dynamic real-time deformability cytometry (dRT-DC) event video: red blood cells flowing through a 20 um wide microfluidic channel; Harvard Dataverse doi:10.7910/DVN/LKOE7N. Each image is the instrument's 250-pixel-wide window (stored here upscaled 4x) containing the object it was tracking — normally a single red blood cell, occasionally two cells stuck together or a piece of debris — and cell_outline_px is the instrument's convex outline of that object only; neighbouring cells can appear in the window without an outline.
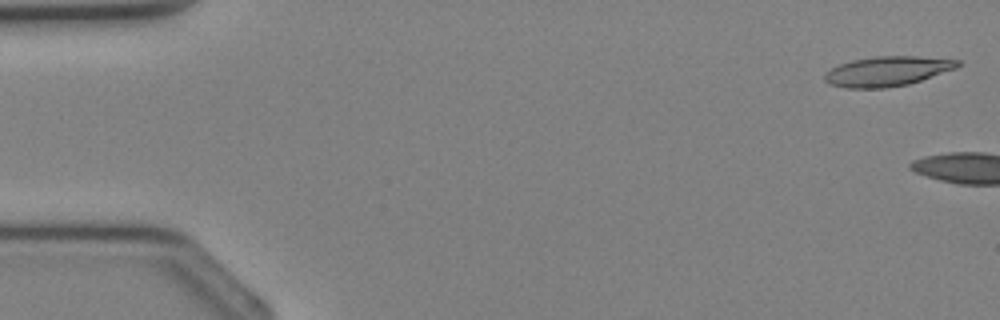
{"species": "Egyptian fruit bat (a non-hibernating species)", "species_latin": "Rousettus aegyptiacus", "temperature_condition": "cold", "stored_images_in_passage": 4, "camera_frame_rate_fps": 3000, "um_per_image_px": 0.085, "animal": {"sex": "female"}, "frame": {"image": 1, "passage_image": 1, "time_ms": 0.0, "image_size_px": [1000, 320], "cell_outline_px": [[960, 64], [956, 68], [908, 84], [884, 88], [848, 88], [828, 84], [824, 80], [824, 76], [832, 68], [840, 64], [852, 60], [876, 56], [916, 56], [960, 60]], "centroid_in_image_um": [75.4, 6.05], "position_along_channel_um": 9.6, "area_um2": 22.83}}